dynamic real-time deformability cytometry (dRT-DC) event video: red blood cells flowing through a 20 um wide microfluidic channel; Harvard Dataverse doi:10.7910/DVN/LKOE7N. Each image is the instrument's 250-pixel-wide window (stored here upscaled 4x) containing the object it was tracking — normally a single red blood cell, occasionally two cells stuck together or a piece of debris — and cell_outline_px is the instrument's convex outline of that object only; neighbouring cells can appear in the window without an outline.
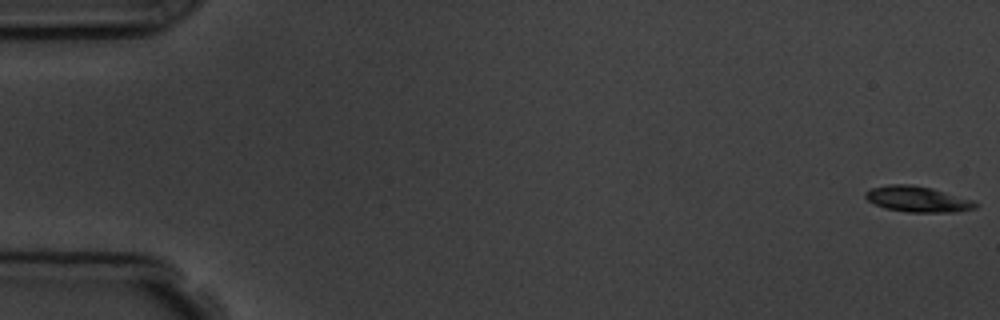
{"species": "common noctule bat (a hibernating species)", "species_latin": "Nyctalus noctula", "temperature_condition": "room temperature", "stored_images_in_passage": 4, "camera_frame_rate_fps": 3000, "um_per_image_px": 0.085, "animal": {"sex": "male", "body_mass_g": 19.5, "forearm_length_mm": 54.6}, "frame": {"image": 1, "passage_image": 1, "time_ms": 0.0, "image_size_px": [1000, 320], "cell_outline_px": [[980, 204], [976, 208], [956, 212], [908, 212], [884, 208], [868, 200], [864, 196], [864, 192], [872, 188], [888, 184], [912, 184], [932, 188], [972, 200]], "centroid_in_image_um": [78.0, 16.92], "position_along_channel_um": 7.0, "area_um2": 16.53}}
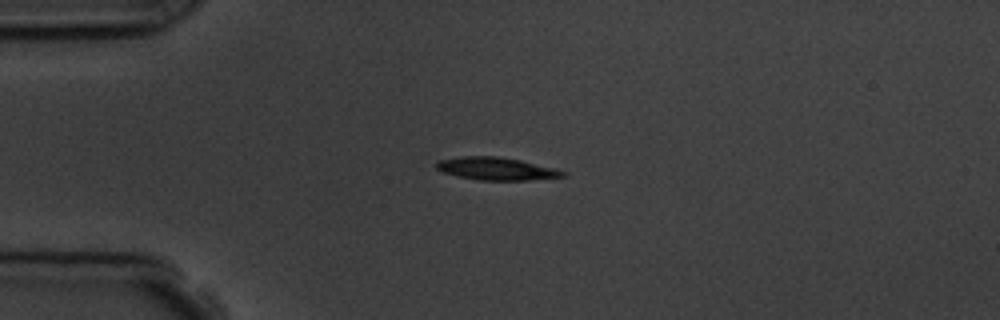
{"frame": {"image": 2, "passage_image": 4, "time_ms": 4.333, "image_size_px": [1000, 320], "cell_outline_px": [[568, 176], [528, 180], [480, 180], [456, 176], [440, 172], [436, 168], [436, 164], [440, 160], [460, 156], [496, 156], [520, 160], [556, 168], [568, 172]], "centroid_in_image_um": [42.21, 14.34], "position_along_channel_um": 42.8, "area_um2": 16.88}}